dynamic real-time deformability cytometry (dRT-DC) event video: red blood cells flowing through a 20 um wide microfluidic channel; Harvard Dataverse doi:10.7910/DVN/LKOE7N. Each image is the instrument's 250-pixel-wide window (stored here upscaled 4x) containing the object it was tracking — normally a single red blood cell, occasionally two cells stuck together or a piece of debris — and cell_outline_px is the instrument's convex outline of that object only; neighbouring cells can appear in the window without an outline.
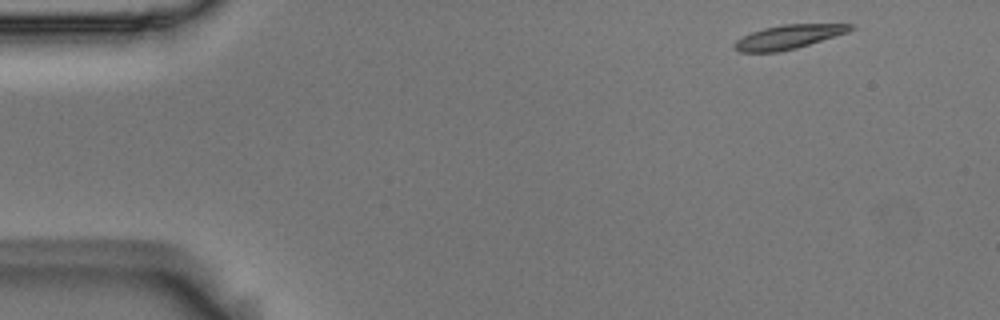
{"species": "Egyptian fruit bat (a non-hibernating species)", "species_latin": "Rousettus aegyptiacus", "temperature_condition": "room temperature", "stored_images_in_passage": 50, "camera_frame_rate_fps": 3000, "um_per_image_px": 0.085, "animal": {"sex": "male"}, "frame": {"image": 1, "passage_image": 1, "time_ms": 0.0, "image_size_px": [1000, 320], "cell_outline_px": [[856, 28], [848, 32], [796, 48], [780, 52], [740, 52], [732, 44], [736, 40], [752, 32], [764, 28], [784, 24], [856, 24]], "centroid_in_image_um": [67.05, 3.13], "position_along_channel_um": 18.0, "area_um2": 16.13}}
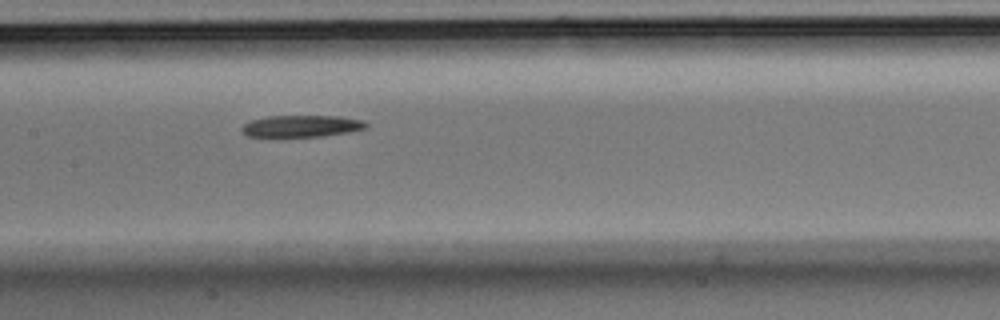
{"frame": {"image": 2, "passage_image": 22, "time_ms": 7.0, "image_size_px": [1000, 320], "cell_outline_px": [[368, 128], [348, 132], [320, 136], [248, 136], [240, 128], [244, 124], [252, 120], [268, 116], [340, 116], [364, 120], [368, 124]], "centroid_in_image_um": [25.69, 10.7], "position_along_channel_um": 181.7, "area_um2": 15.61}}
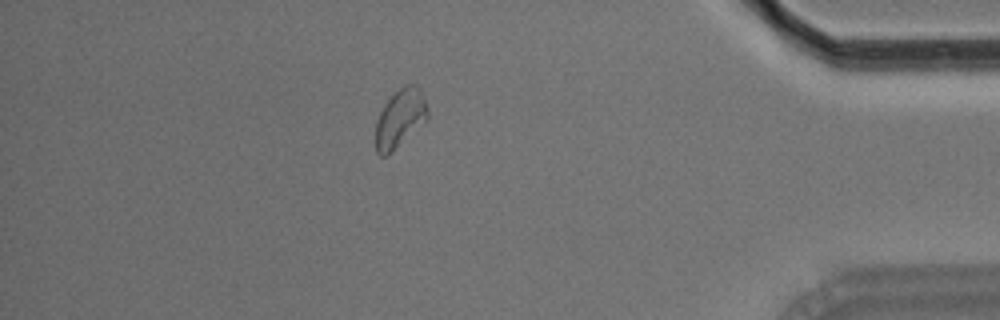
{"frame": {"image": 3, "passage_image": 43, "time_ms": 14.0, "image_size_px": [1000, 320], "cell_outline_px": [[428, 120], [388, 156], [380, 156], [376, 152], [376, 120], [384, 104], [400, 88], [408, 84], [416, 84], [420, 88], [428, 108]], "centroid_in_image_um": [34.02, 10.09], "position_along_channel_um": 401.2, "area_um2": 17.8}, "authors_computed_cell_mechanics": {"area_um2": 16.8776, "velocity_mm_per_s": 3.7029, "shape_relaxation_time_tau1_ms": 7.7093, "shape_relaxation_time_tau2_ms": null, "deformation_change_tau1": 0.1861, "deformation_change_tau2": null}}